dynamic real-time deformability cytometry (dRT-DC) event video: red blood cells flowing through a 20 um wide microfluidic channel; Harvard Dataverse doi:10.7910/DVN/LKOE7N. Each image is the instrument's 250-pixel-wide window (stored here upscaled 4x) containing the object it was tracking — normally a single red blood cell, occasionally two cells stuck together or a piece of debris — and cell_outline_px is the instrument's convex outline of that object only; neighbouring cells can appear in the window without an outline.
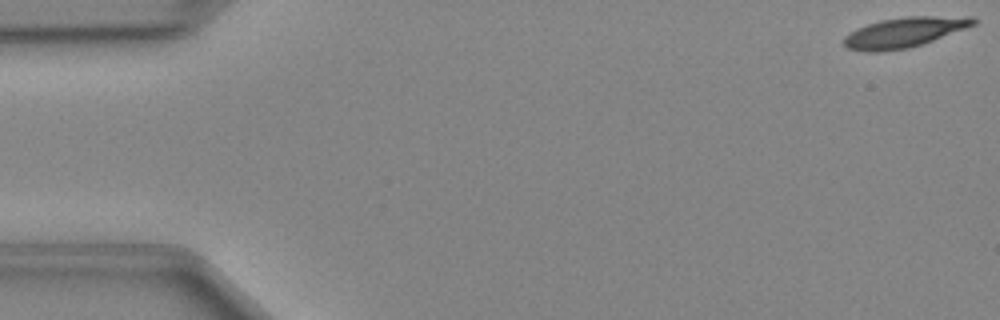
{"species": "Egyptian fruit bat (a non-hibernating species)", "species_latin": "Rousettus aegyptiacus", "temperature_condition": "cold", "stored_images_in_passage": 47, "camera_frame_rate_fps": 3000, "um_per_image_px": 0.085, "animal": {"sex": "female"}, "frame": {"image": 1, "passage_image": 1, "time_ms": 0.0, "image_size_px": [1000, 320], "cell_outline_px": [[976, 24], [932, 40], [908, 48], [880, 52], [868, 52], [848, 48], [844, 44], [844, 36], [856, 28], [880, 20], [908, 16], [972, 16], [976, 20]], "centroid_in_image_um": [76.84, 2.74], "position_along_channel_um": 8.2, "area_um2": 22.48}}
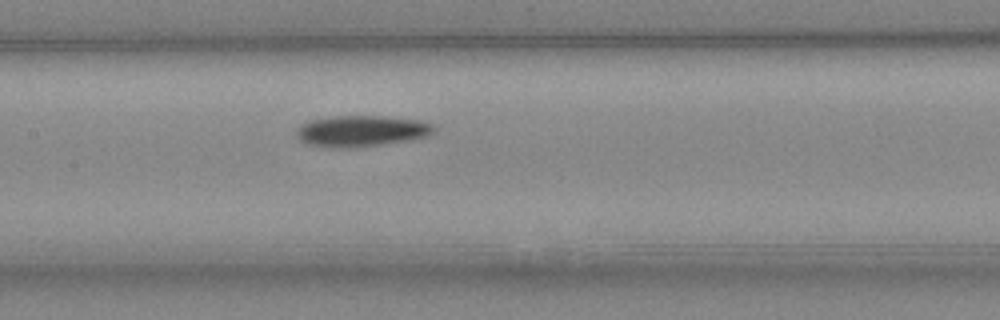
{"frame": {"image": 2, "passage_image": 23, "time_ms": 7.333, "image_size_px": [1000, 320], "cell_outline_px": [[436, 132], [428, 136], [412, 140], [384, 144], [352, 148], [332, 148], [308, 144], [300, 140], [296, 136], [296, 132], [300, 124], [308, 120], [336, 116], [380, 116], [420, 120], [432, 124], [436, 128]], "centroid_in_image_um": [30.73, 11.14], "position_along_channel_um": 176.7, "area_um2": 25.26}}
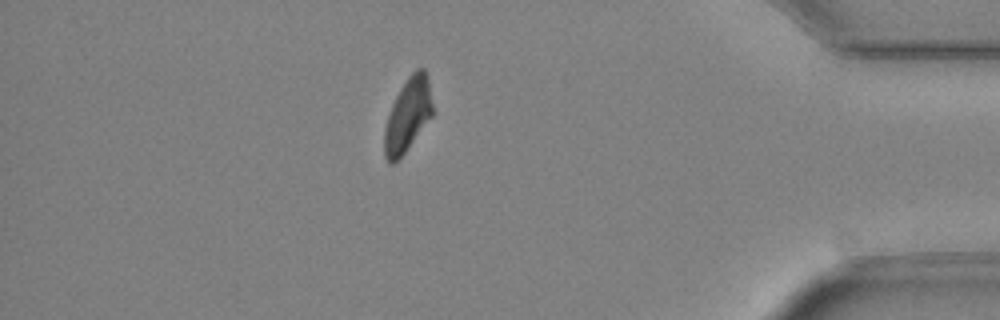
{"frame": {"image": 3, "passage_image": 42, "time_ms": 13.667, "image_size_px": [1000, 320], "cell_outline_px": [[432, 116], [404, 152], [392, 164], [388, 164], [384, 156], [384, 128], [392, 104], [400, 88], [408, 76], [416, 68], [424, 68], [428, 76], [432, 104]], "centroid_in_image_um": [34.65, 9.75], "position_along_channel_um": 400.6, "area_um2": 20.4}}